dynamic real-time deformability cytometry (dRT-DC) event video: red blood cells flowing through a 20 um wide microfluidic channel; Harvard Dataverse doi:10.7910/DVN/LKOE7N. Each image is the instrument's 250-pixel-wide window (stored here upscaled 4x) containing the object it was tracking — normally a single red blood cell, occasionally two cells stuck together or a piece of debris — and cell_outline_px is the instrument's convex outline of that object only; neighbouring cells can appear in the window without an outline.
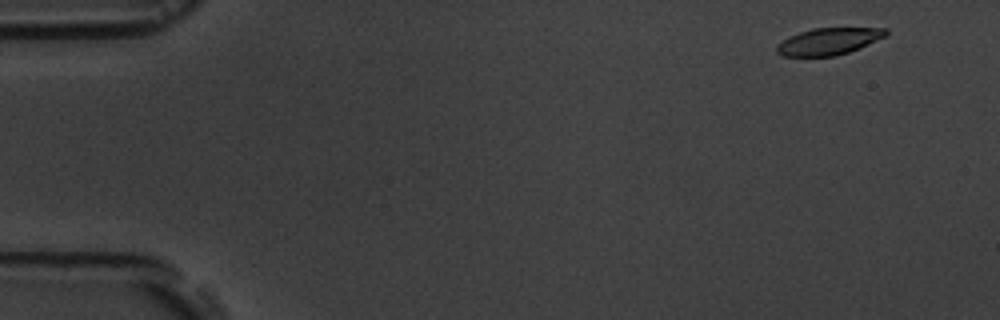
{"species": "common noctule bat (a hibernating species)", "species_latin": "Nyctalus noctula", "temperature_condition": "room temperature", "stored_images_in_passage": 16, "camera_frame_rate_fps": 3000, "um_per_image_px": 0.085, "animal": {"sex": "male", "body_mass_g": 19.5, "forearm_length_mm": 54.6}, "frame": {"image": 1, "passage_image": 1, "time_ms": 0.0, "image_size_px": [1000, 320], "cell_outline_px": [[888, 36], [848, 52], [836, 56], [780, 56], [776, 52], [776, 44], [800, 32], [812, 28], [888, 28]], "centroid_in_image_um": [70.45, 3.52], "position_along_channel_um": 14.5, "area_um2": 17.05}}
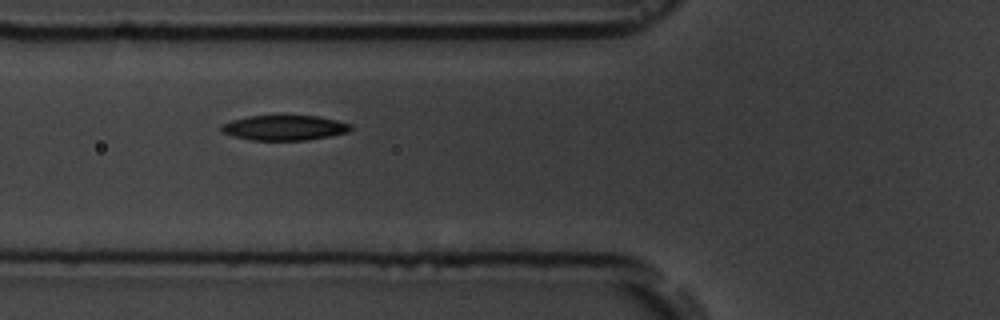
{"frame": {"image": 2, "passage_image": 6, "time_ms": 5.667, "image_size_px": [1000, 320], "cell_outline_px": [[352, 128], [348, 132], [308, 140], [252, 140], [232, 136], [220, 132], [220, 124], [232, 120], [248, 116], [320, 116], [352, 124]], "centroid_in_image_um": [24.14, 10.86], "position_along_channel_um": 101.7, "area_um2": 18.96}}
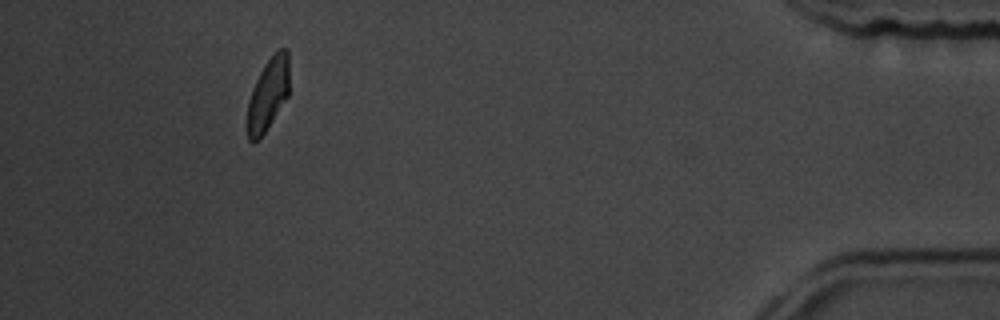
{"frame": {"image": 3, "passage_image": 15, "time_ms": 16.0, "image_size_px": [1000, 320], "cell_outline_px": [[288, 96], [260, 140], [252, 144], [248, 140], [248, 100], [252, 88], [264, 64], [280, 48], [288, 48]], "centroid_in_image_um": [22.78, 8.05], "position_along_channel_um": 412.4, "area_um2": 17.63}, "authors_computed_cell_mechanics": {"area_um2": 18.9006, "velocity_mm_per_s": 3.6085, "shape_relaxation_time_tau1_ms": 2.452, "shape_relaxation_time_tau2_ms": 2.869, "deformation_change_tau1": 0.125, "deformation_change_tau2": 0.0832}}